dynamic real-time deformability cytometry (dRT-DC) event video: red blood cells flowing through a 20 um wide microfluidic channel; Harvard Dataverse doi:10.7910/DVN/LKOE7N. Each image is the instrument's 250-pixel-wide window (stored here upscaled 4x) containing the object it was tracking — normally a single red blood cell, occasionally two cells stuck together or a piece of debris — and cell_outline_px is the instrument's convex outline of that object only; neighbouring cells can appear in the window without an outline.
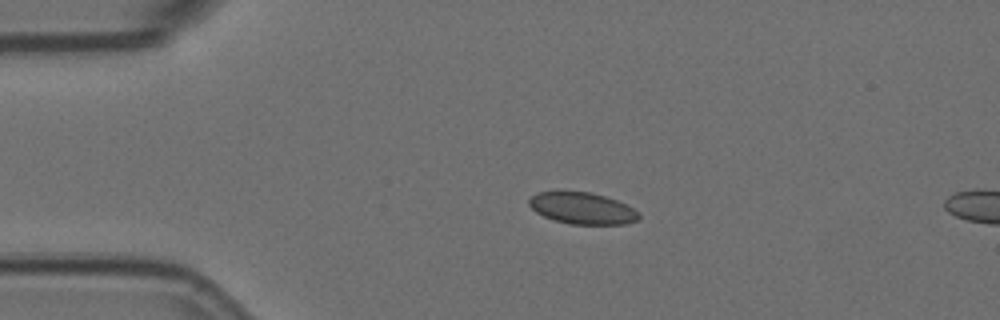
{"species": "Egyptian fruit bat (a non-hibernating species)", "species_latin": "Rousettus aegyptiacus", "temperature_condition": "room temperature", "stored_images_in_passage": 5, "camera_frame_rate_fps": 3000, "um_per_image_px": 0.085, "animal": {"sex": "female"}, "frame": {"image": 1, "passage_image": 1, "time_ms": 0.0, "image_size_px": [1000, 320], "cell_outline_px": [[640, 216], [636, 220], [624, 224], [568, 224], [544, 216], [536, 212], [528, 204], [528, 200], [536, 192], [556, 188], [592, 192], [616, 200], [640, 212]], "centroid_in_image_um": [49.41, 17.65], "position_along_channel_um": 35.6, "area_um2": 20.81}}